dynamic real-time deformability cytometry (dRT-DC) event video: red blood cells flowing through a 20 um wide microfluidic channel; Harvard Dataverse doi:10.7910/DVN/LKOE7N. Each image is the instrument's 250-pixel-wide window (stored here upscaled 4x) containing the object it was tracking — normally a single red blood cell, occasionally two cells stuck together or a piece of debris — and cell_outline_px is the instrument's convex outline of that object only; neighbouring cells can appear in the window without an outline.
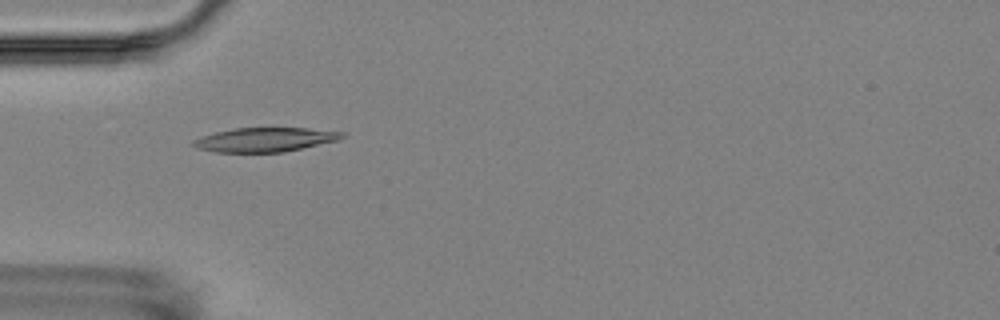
{"species": "Egyptian fruit bat (a non-hibernating species)", "species_latin": "Rousettus aegyptiacus", "temperature_condition": "room temperature", "stored_images_in_passage": 3, "camera_frame_rate_fps": 3000, "um_per_image_px": 0.085, "animal": {"sex": "female"}, "frame": {"image": 1, "passage_image": 2, "time_ms": 1.333, "image_size_px": [1000, 320], "cell_outline_px": [[344, 136], [336, 140], [284, 152], [216, 152], [196, 148], [192, 144], [192, 140], [200, 136], [232, 128], [308, 128], [344, 132]], "centroid_in_image_um": [22.46, 11.87], "position_along_channel_um": 62.5, "area_um2": 20.81}}